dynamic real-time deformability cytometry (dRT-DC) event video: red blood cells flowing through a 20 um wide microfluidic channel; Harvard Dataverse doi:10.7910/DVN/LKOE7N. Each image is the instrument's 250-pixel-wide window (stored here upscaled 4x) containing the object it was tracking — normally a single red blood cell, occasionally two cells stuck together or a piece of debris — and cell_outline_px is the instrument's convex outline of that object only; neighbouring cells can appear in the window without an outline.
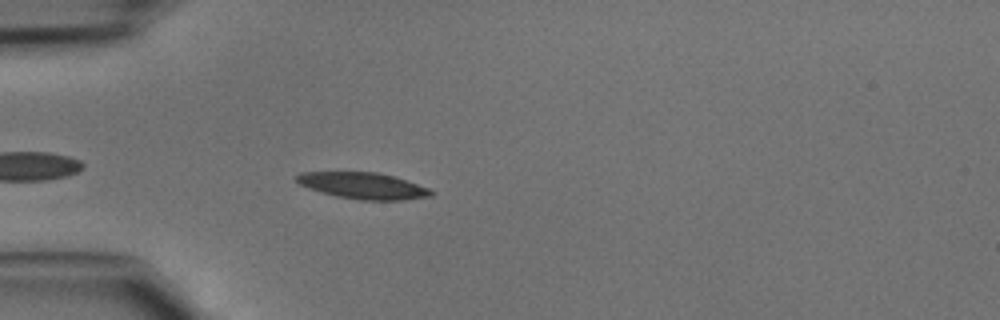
{"species": "common noctule bat (a hibernating species)", "species_latin": "Nyctalus noctula", "temperature_condition": "cold", "stored_images_in_passage": 37, "camera_frame_rate_fps": 3000, "um_per_image_px": 0.085, "animal": {"sex": "male", "body_mass_g": 15.6}, "frame": {"image": 1, "passage_image": 4, "time_ms": 1.0, "image_size_px": [1000, 320], "cell_outline_px": [[436, 192], [432, 196], [400, 200], [360, 200], [336, 196], [308, 188], [300, 184], [292, 176], [300, 172], [376, 172], [396, 176], [428, 188]], "centroid_in_image_um": [30.85, 15.78], "position_along_channel_um": 54.1, "area_um2": 20.81}}
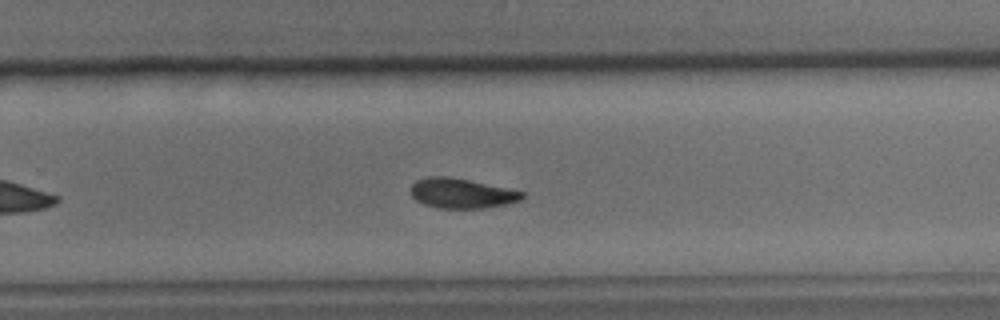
{"frame": {"image": 2, "passage_image": 21, "time_ms": 6.667, "image_size_px": [1000, 320], "cell_outline_px": [[524, 196], [520, 200], [504, 204], [484, 208], [436, 208], [424, 204], [416, 200], [412, 196], [412, 184], [416, 180], [428, 176], [452, 176], [508, 188], [524, 192]], "centroid_in_image_um": [39.22, 16.42], "position_along_channel_um": 290.6, "area_um2": 19.42}}
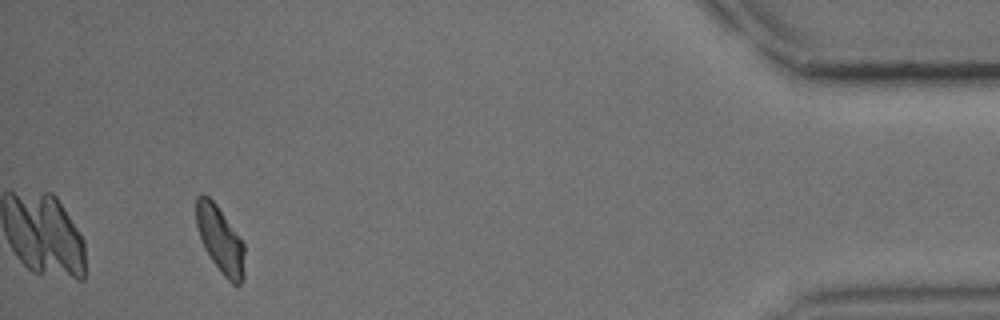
{"frame": {"image": 3, "passage_image": 34, "time_ms": 11.0, "image_size_px": [1000, 320], "cell_outline_px": [[244, 276], [240, 284], [232, 284], [220, 272], [204, 248], [196, 224], [196, 196], [208, 196], [216, 204], [244, 244]], "centroid_in_image_um": [18.72, 20.4], "position_along_channel_um": 416.5, "area_um2": 18.44}}